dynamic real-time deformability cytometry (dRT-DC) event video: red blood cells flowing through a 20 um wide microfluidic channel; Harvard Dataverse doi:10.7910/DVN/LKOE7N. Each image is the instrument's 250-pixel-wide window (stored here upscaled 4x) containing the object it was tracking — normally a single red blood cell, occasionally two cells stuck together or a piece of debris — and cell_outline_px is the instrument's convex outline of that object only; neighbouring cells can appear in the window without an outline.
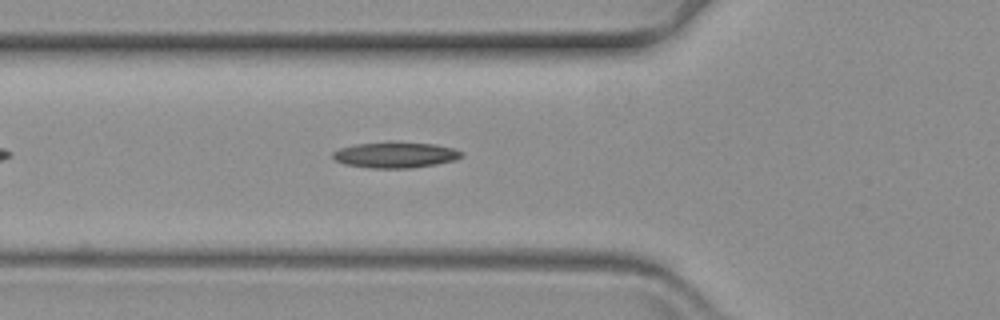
{"species": "common noctule bat (a hibernating species)", "species_latin": "Nyctalus noctula", "temperature_condition": "warm", "stored_images_in_passage": 44, "camera_frame_rate_fps": 3000, "um_per_image_px": 0.085, "animal": {"sex": "female", "body_mass_g": 19.3, "forearm_length_mm": 54.1}, "frame": {"image": 1, "passage_image": 9, "time_ms": 2.667, "image_size_px": [1000, 320], "cell_outline_px": [[464, 156], [456, 160], [436, 164], [412, 168], [368, 168], [344, 164], [336, 160], [332, 156], [332, 152], [340, 148], [356, 144], [388, 140], [392, 140], [436, 144], [452, 148], [464, 152]], "centroid_in_image_um": [33.63, 13.14], "position_along_channel_um": 92.2, "area_um2": 20.0}}
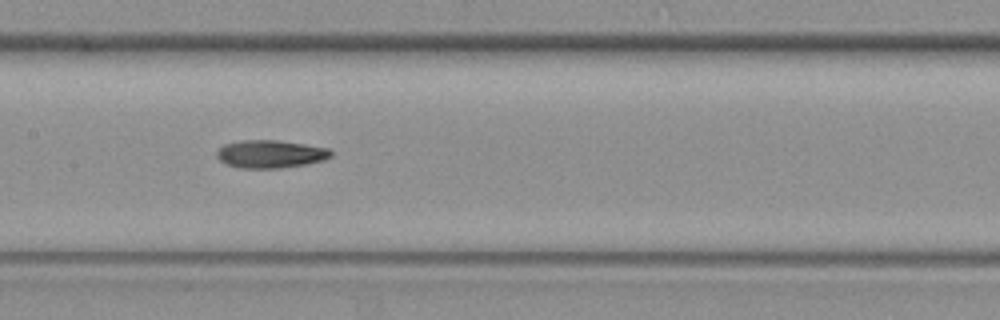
{"frame": {"image": 2, "passage_image": 17, "time_ms": 5.333, "image_size_px": [1000, 320], "cell_outline_px": [[332, 156], [324, 160], [308, 164], [280, 168], [240, 168], [228, 164], [220, 160], [216, 156], [216, 152], [224, 144], [240, 140], [276, 140], [304, 144], [328, 148], [332, 152]], "centroid_in_image_um": [23.0, 13.09], "position_along_channel_um": 184.4, "area_um2": 18.55}}
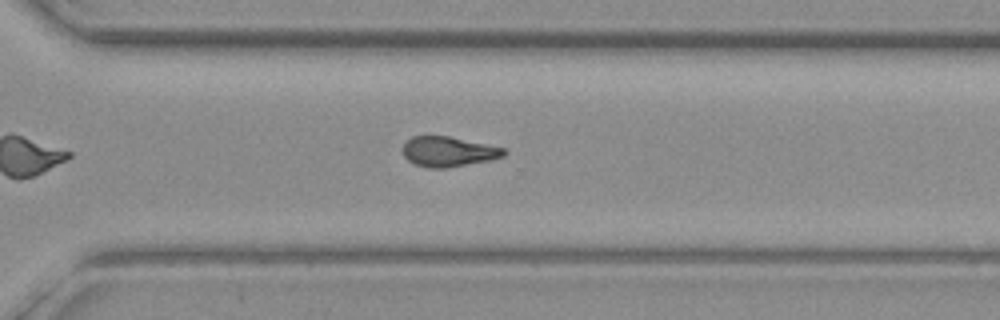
{"frame": {"image": 3, "passage_image": 30, "time_ms": 9.667, "image_size_px": [1000, 320], "cell_outline_px": [[508, 152], [504, 156], [492, 160], [448, 168], [428, 168], [416, 164], [408, 160], [404, 156], [404, 144], [412, 136], [448, 136], [504, 148]], "centroid_in_image_um": [38.14, 12.9], "position_along_channel_um": 332.5, "area_um2": 17.63}}